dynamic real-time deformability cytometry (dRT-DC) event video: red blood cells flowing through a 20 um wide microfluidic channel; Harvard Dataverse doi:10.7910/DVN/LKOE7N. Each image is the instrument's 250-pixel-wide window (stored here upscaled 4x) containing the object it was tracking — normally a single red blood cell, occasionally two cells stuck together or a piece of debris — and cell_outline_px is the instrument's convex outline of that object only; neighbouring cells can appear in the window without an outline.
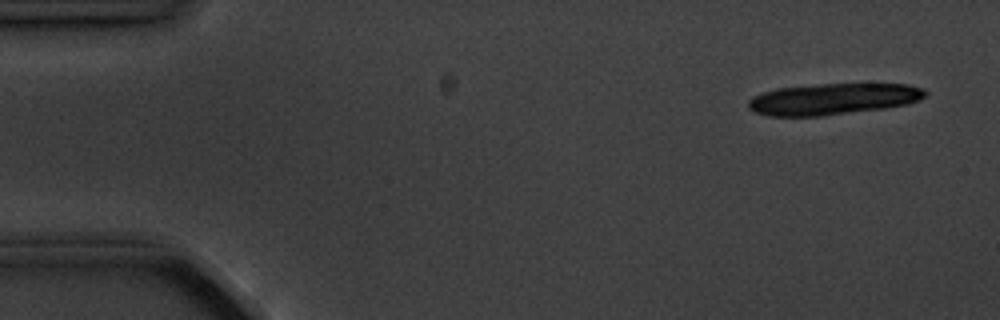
{"species": "common noctule bat (a hibernating species)", "species_latin": "Nyctalus noctula", "temperature_condition": "cold", "stored_images_in_passage": 4, "camera_frame_rate_fps": 3000, "um_per_image_px": 0.085, "animal": {"sex": "male", "body_mass_g": 20.1, "forearm_length_mm": 53.5}, "frame": {"image": 1, "passage_image": 1, "time_ms": 0.0, "image_size_px": [1000, 320], "cell_outline_px": [[928, 92], [920, 100], [908, 104], [884, 108], [820, 116], [768, 116], [756, 112], [748, 108], [748, 100], [752, 96], [776, 88], [820, 84], [908, 84], [924, 88]], "centroid_in_image_um": [70.81, 8.41], "position_along_channel_um": 14.2, "area_um2": 32.31}}